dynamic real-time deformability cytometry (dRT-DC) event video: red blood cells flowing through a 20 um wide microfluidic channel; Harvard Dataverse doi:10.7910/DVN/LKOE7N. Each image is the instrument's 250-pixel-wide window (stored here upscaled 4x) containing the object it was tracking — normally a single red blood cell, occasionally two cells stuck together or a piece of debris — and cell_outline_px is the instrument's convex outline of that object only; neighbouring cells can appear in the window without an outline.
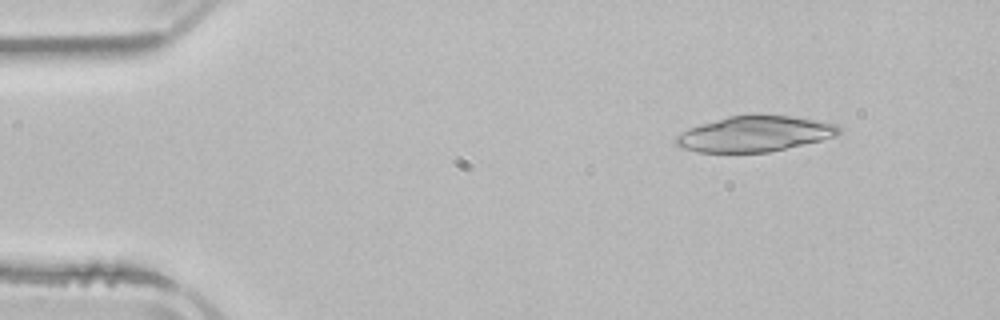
{"species": "common noctule bat (a hibernating species)", "species_latin": "Nyctalus noctula", "temperature_condition": "room temperature", "stored_images_in_passage": 4, "camera_frame_rate_fps": 3000, "um_per_image_px": 0.085, "animal": {"sex": "male", "body_mass_g": 21.5, "forearm_length_mm": 52.0}, "frame": {"image": 1, "passage_image": 2, "time_ms": 1.667, "image_size_px": [1000, 320], "cell_outline_px": [[840, 132], [836, 136], [820, 140], [768, 152], [696, 152], [680, 148], [672, 140], [676, 136], [688, 128], [700, 124], [728, 116], [788, 116], [836, 124], [840, 128]], "centroid_in_image_um": [64.06, 11.4], "position_along_channel_um": 20.9, "area_um2": 33.23}}